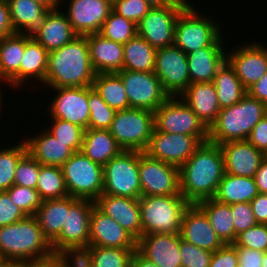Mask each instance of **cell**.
<instances>
[{"label": "cell", "mask_w": 267, "mask_h": 267, "mask_svg": "<svg viewBox=\"0 0 267 267\" xmlns=\"http://www.w3.org/2000/svg\"><path fill=\"white\" fill-rule=\"evenodd\" d=\"M179 172L181 194L190 204L213 198L225 174L220 145L202 143Z\"/></svg>", "instance_id": "obj_1"}, {"label": "cell", "mask_w": 267, "mask_h": 267, "mask_svg": "<svg viewBox=\"0 0 267 267\" xmlns=\"http://www.w3.org/2000/svg\"><path fill=\"white\" fill-rule=\"evenodd\" d=\"M94 71L86 36L78 35L68 44L48 53L43 86L50 88L90 87Z\"/></svg>", "instance_id": "obj_2"}, {"label": "cell", "mask_w": 267, "mask_h": 267, "mask_svg": "<svg viewBox=\"0 0 267 267\" xmlns=\"http://www.w3.org/2000/svg\"><path fill=\"white\" fill-rule=\"evenodd\" d=\"M0 253L3 259L24 260L32 267H48L54 261L51 243L35 216L0 227Z\"/></svg>", "instance_id": "obj_3"}, {"label": "cell", "mask_w": 267, "mask_h": 267, "mask_svg": "<svg viewBox=\"0 0 267 267\" xmlns=\"http://www.w3.org/2000/svg\"><path fill=\"white\" fill-rule=\"evenodd\" d=\"M267 115V105L248 93L236 104L220 110L208 129V141L224 144L247 140L253 127Z\"/></svg>", "instance_id": "obj_4"}, {"label": "cell", "mask_w": 267, "mask_h": 267, "mask_svg": "<svg viewBox=\"0 0 267 267\" xmlns=\"http://www.w3.org/2000/svg\"><path fill=\"white\" fill-rule=\"evenodd\" d=\"M189 205L182 194L141 196L139 207L143 235L180 234L183 213Z\"/></svg>", "instance_id": "obj_5"}, {"label": "cell", "mask_w": 267, "mask_h": 267, "mask_svg": "<svg viewBox=\"0 0 267 267\" xmlns=\"http://www.w3.org/2000/svg\"><path fill=\"white\" fill-rule=\"evenodd\" d=\"M197 10L198 8L195 9L194 6L185 8L176 21L174 45L185 54L209 45H223L227 41L224 37L226 32L222 30V22L217 23V20L213 21L216 17L204 16L205 14Z\"/></svg>", "instance_id": "obj_6"}, {"label": "cell", "mask_w": 267, "mask_h": 267, "mask_svg": "<svg viewBox=\"0 0 267 267\" xmlns=\"http://www.w3.org/2000/svg\"><path fill=\"white\" fill-rule=\"evenodd\" d=\"M154 129V112L127 108L116 111L109 128L110 134L125 151L144 152Z\"/></svg>", "instance_id": "obj_7"}, {"label": "cell", "mask_w": 267, "mask_h": 267, "mask_svg": "<svg viewBox=\"0 0 267 267\" xmlns=\"http://www.w3.org/2000/svg\"><path fill=\"white\" fill-rule=\"evenodd\" d=\"M61 168L69 196L95 201L102 194L103 166L81 151L74 152Z\"/></svg>", "instance_id": "obj_8"}, {"label": "cell", "mask_w": 267, "mask_h": 267, "mask_svg": "<svg viewBox=\"0 0 267 267\" xmlns=\"http://www.w3.org/2000/svg\"><path fill=\"white\" fill-rule=\"evenodd\" d=\"M102 194L139 199V151L123 150L103 166Z\"/></svg>", "instance_id": "obj_9"}, {"label": "cell", "mask_w": 267, "mask_h": 267, "mask_svg": "<svg viewBox=\"0 0 267 267\" xmlns=\"http://www.w3.org/2000/svg\"><path fill=\"white\" fill-rule=\"evenodd\" d=\"M154 129L171 134L208 137V128L179 97L170 96L154 111Z\"/></svg>", "instance_id": "obj_10"}, {"label": "cell", "mask_w": 267, "mask_h": 267, "mask_svg": "<svg viewBox=\"0 0 267 267\" xmlns=\"http://www.w3.org/2000/svg\"><path fill=\"white\" fill-rule=\"evenodd\" d=\"M141 196L181 194L179 167L139 152Z\"/></svg>", "instance_id": "obj_11"}, {"label": "cell", "mask_w": 267, "mask_h": 267, "mask_svg": "<svg viewBox=\"0 0 267 267\" xmlns=\"http://www.w3.org/2000/svg\"><path fill=\"white\" fill-rule=\"evenodd\" d=\"M117 74L123 81L129 108L154 112L170 97L154 72L122 70Z\"/></svg>", "instance_id": "obj_12"}, {"label": "cell", "mask_w": 267, "mask_h": 267, "mask_svg": "<svg viewBox=\"0 0 267 267\" xmlns=\"http://www.w3.org/2000/svg\"><path fill=\"white\" fill-rule=\"evenodd\" d=\"M208 137H194L186 134H171L153 129L151 139L144 153L149 157L181 167Z\"/></svg>", "instance_id": "obj_13"}, {"label": "cell", "mask_w": 267, "mask_h": 267, "mask_svg": "<svg viewBox=\"0 0 267 267\" xmlns=\"http://www.w3.org/2000/svg\"><path fill=\"white\" fill-rule=\"evenodd\" d=\"M251 40L226 51V61L234 69L243 87L248 90L267 73V46ZM242 45V46H241Z\"/></svg>", "instance_id": "obj_14"}, {"label": "cell", "mask_w": 267, "mask_h": 267, "mask_svg": "<svg viewBox=\"0 0 267 267\" xmlns=\"http://www.w3.org/2000/svg\"><path fill=\"white\" fill-rule=\"evenodd\" d=\"M154 73L170 96L179 97L190 85L187 54L175 45L157 49Z\"/></svg>", "instance_id": "obj_15"}, {"label": "cell", "mask_w": 267, "mask_h": 267, "mask_svg": "<svg viewBox=\"0 0 267 267\" xmlns=\"http://www.w3.org/2000/svg\"><path fill=\"white\" fill-rule=\"evenodd\" d=\"M54 97L46 106L45 114L76 124L84 130L89 129V87L49 88ZM57 92V93H56Z\"/></svg>", "instance_id": "obj_16"}, {"label": "cell", "mask_w": 267, "mask_h": 267, "mask_svg": "<svg viewBox=\"0 0 267 267\" xmlns=\"http://www.w3.org/2000/svg\"><path fill=\"white\" fill-rule=\"evenodd\" d=\"M95 202L70 196V208L60 235L51 243L54 254L66 247L89 246L90 218Z\"/></svg>", "instance_id": "obj_17"}, {"label": "cell", "mask_w": 267, "mask_h": 267, "mask_svg": "<svg viewBox=\"0 0 267 267\" xmlns=\"http://www.w3.org/2000/svg\"><path fill=\"white\" fill-rule=\"evenodd\" d=\"M177 4L151 8L137 24V34L156 50L174 45V29L179 14L184 10Z\"/></svg>", "instance_id": "obj_18"}, {"label": "cell", "mask_w": 267, "mask_h": 267, "mask_svg": "<svg viewBox=\"0 0 267 267\" xmlns=\"http://www.w3.org/2000/svg\"><path fill=\"white\" fill-rule=\"evenodd\" d=\"M61 4L67 6L65 14L73 30L81 36L99 33L112 11V4L107 0H61Z\"/></svg>", "instance_id": "obj_19"}, {"label": "cell", "mask_w": 267, "mask_h": 267, "mask_svg": "<svg viewBox=\"0 0 267 267\" xmlns=\"http://www.w3.org/2000/svg\"><path fill=\"white\" fill-rule=\"evenodd\" d=\"M180 236L181 239L210 252L225 245L211 226L205 212L197 204H190L185 209Z\"/></svg>", "instance_id": "obj_20"}, {"label": "cell", "mask_w": 267, "mask_h": 267, "mask_svg": "<svg viewBox=\"0 0 267 267\" xmlns=\"http://www.w3.org/2000/svg\"><path fill=\"white\" fill-rule=\"evenodd\" d=\"M89 246L137 249V240L117 221L94 206L90 218Z\"/></svg>", "instance_id": "obj_21"}, {"label": "cell", "mask_w": 267, "mask_h": 267, "mask_svg": "<svg viewBox=\"0 0 267 267\" xmlns=\"http://www.w3.org/2000/svg\"><path fill=\"white\" fill-rule=\"evenodd\" d=\"M180 234L156 233L142 235L137 251L159 267H182Z\"/></svg>", "instance_id": "obj_22"}, {"label": "cell", "mask_w": 267, "mask_h": 267, "mask_svg": "<svg viewBox=\"0 0 267 267\" xmlns=\"http://www.w3.org/2000/svg\"><path fill=\"white\" fill-rule=\"evenodd\" d=\"M94 202L100 211L117 221L137 241L141 238L139 199L101 194Z\"/></svg>", "instance_id": "obj_23"}, {"label": "cell", "mask_w": 267, "mask_h": 267, "mask_svg": "<svg viewBox=\"0 0 267 267\" xmlns=\"http://www.w3.org/2000/svg\"><path fill=\"white\" fill-rule=\"evenodd\" d=\"M224 156L225 173L254 178L265 154L247 140L231 141L220 145Z\"/></svg>", "instance_id": "obj_24"}, {"label": "cell", "mask_w": 267, "mask_h": 267, "mask_svg": "<svg viewBox=\"0 0 267 267\" xmlns=\"http://www.w3.org/2000/svg\"><path fill=\"white\" fill-rule=\"evenodd\" d=\"M11 23L15 33L33 37L45 24L56 7H46L33 0H7Z\"/></svg>", "instance_id": "obj_25"}, {"label": "cell", "mask_w": 267, "mask_h": 267, "mask_svg": "<svg viewBox=\"0 0 267 267\" xmlns=\"http://www.w3.org/2000/svg\"><path fill=\"white\" fill-rule=\"evenodd\" d=\"M227 46L228 44L209 45L187 54L190 84L213 81L226 62Z\"/></svg>", "instance_id": "obj_26"}, {"label": "cell", "mask_w": 267, "mask_h": 267, "mask_svg": "<svg viewBox=\"0 0 267 267\" xmlns=\"http://www.w3.org/2000/svg\"><path fill=\"white\" fill-rule=\"evenodd\" d=\"M179 98L208 129L216 121L221 110L213 82L191 83Z\"/></svg>", "instance_id": "obj_27"}, {"label": "cell", "mask_w": 267, "mask_h": 267, "mask_svg": "<svg viewBox=\"0 0 267 267\" xmlns=\"http://www.w3.org/2000/svg\"><path fill=\"white\" fill-rule=\"evenodd\" d=\"M42 131V132H41ZM25 136L27 152L41 165L62 167L73 155V151L64 143L58 141L46 129H41L37 134Z\"/></svg>", "instance_id": "obj_28"}, {"label": "cell", "mask_w": 267, "mask_h": 267, "mask_svg": "<svg viewBox=\"0 0 267 267\" xmlns=\"http://www.w3.org/2000/svg\"><path fill=\"white\" fill-rule=\"evenodd\" d=\"M86 37L91 64L96 74L123 70V44L106 39L99 33Z\"/></svg>", "instance_id": "obj_29"}, {"label": "cell", "mask_w": 267, "mask_h": 267, "mask_svg": "<svg viewBox=\"0 0 267 267\" xmlns=\"http://www.w3.org/2000/svg\"><path fill=\"white\" fill-rule=\"evenodd\" d=\"M24 50L25 35L15 33L0 39V85L5 84L15 90L18 88L19 91L20 64Z\"/></svg>", "instance_id": "obj_30"}, {"label": "cell", "mask_w": 267, "mask_h": 267, "mask_svg": "<svg viewBox=\"0 0 267 267\" xmlns=\"http://www.w3.org/2000/svg\"><path fill=\"white\" fill-rule=\"evenodd\" d=\"M54 8L48 15L45 24L33 36L48 52L68 44L76 36L63 7Z\"/></svg>", "instance_id": "obj_31"}, {"label": "cell", "mask_w": 267, "mask_h": 267, "mask_svg": "<svg viewBox=\"0 0 267 267\" xmlns=\"http://www.w3.org/2000/svg\"><path fill=\"white\" fill-rule=\"evenodd\" d=\"M48 51L33 37L25 35V50L20 64V89L32 82L38 85L45 82ZM30 79V80H29ZM25 84V85H24ZM23 86V87H21Z\"/></svg>", "instance_id": "obj_32"}, {"label": "cell", "mask_w": 267, "mask_h": 267, "mask_svg": "<svg viewBox=\"0 0 267 267\" xmlns=\"http://www.w3.org/2000/svg\"><path fill=\"white\" fill-rule=\"evenodd\" d=\"M122 151L109 130L86 129L84 131L81 152L93 162L104 166Z\"/></svg>", "instance_id": "obj_33"}, {"label": "cell", "mask_w": 267, "mask_h": 267, "mask_svg": "<svg viewBox=\"0 0 267 267\" xmlns=\"http://www.w3.org/2000/svg\"><path fill=\"white\" fill-rule=\"evenodd\" d=\"M70 208V196L60 199L43 200L35 213L43 235L52 243L61 233Z\"/></svg>", "instance_id": "obj_34"}, {"label": "cell", "mask_w": 267, "mask_h": 267, "mask_svg": "<svg viewBox=\"0 0 267 267\" xmlns=\"http://www.w3.org/2000/svg\"><path fill=\"white\" fill-rule=\"evenodd\" d=\"M259 194L254 178L225 173L213 197L223 204L251 202Z\"/></svg>", "instance_id": "obj_35"}, {"label": "cell", "mask_w": 267, "mask_h": 267, "mask_svg": "<svg viewBox=\"0 0 267 267\" xmlns=\"http://www.w3.org/2000/svg\"><path fill=\"white\" fill-rule=\"evenodd\" d=\"M156 49L136 34L123 44V70L154 72Z\"/></svg>", "instance_id": "obj_36"}, {"label": "cell", "mask_w": 267, "mask_h": 267, "mask_svg": "<svg viewBox=\"0 0 267 267\" xmlns=\"http://www.w3.org/2000/svg\"><path fill=\"white\" fill-rule=\"evenodd\" d=\"M197 205L207 215L211 226L225 244L235 242V227L231 207L216 201L214 198L202 200Z\"/></svg>", "instance_id": "obj_37"}, {"label": "cell", "mask_w": 267, "mask_h": 267, "mask_svg": "<svg viewBox=\"0 0 267 267\" xmlns=\"http://www.w3.org/2000/svg\"><path fill=\"white\" fill-rule=\"evenodd\" d=\"M212 82L218 95L220 109L231 107L247 94V90L227 61L218 70Z\"/></svg>", "instance_id": "obj_38"}, {"label": "cell", "mask_w": 267, "mask_h": 267, "mask_svg": "<svg viewBox=\"0 0 267 267\" xmlns=\"http://www.w3.org/2000/svg\"><path fill=\"white\" fill-rule=\"evenodd\" d=\"M92 87L103 101L115 111L129 108L123 81L117 73L96 74Z\"/></svg>", "instance_id": "obj_39"}, {"label": "cell", "mask_w": 267, "mask_h": 267, "mask_svg": "<svg viewBox=\"0 0 267 267\" xmlns=\"http://www.w3.org/2000/svg\"><path fill=\"white\" fill-rule=\"evenodd\" d=\"M36 190L43 200L60 199L69 196L62 168L40 164Z\"/></svg>", "instance_id": "obj_40"}, {"label": "cell", "mask_w": 267, "mask_h": 267, "mask_svg": "<svg viewBox=\"0 0 267 267\" xmlns=\"http://www.w3.org/2000/svg\"><path fill=\"white\" fill-rule=\"evenodd\" d=\"M20 140L17 141V145L14 143L4 148L0 147V191H6L14 185L18 162L28 153L25 141Z\"/></svg>", "instance_id": "obj_41"}, {"label": "cell", "mask_w": 267, "mask_h": 267, "mask_svg": "<svg viewBox=\"0 0 267 267\" xmlns=\"http://www.w3.org/2000/svg\"><path fill=\"white\" fill-rule=\"evenodd\" d=\"M99 34L106 39L125 44L137 34V24L112 10L103 23Z\"/></svg>", "instance_id": "obj_42"}, {"label": "cell", "mask_w": 267, "mask_h": 267, "mask_svg": "<svg viewBox=\"0 0 267 267\" xmlns=\"http://www.w3.org/2000/svg\"><path fill=\"white\" fill-rule=\"evenodd\" d=\"M49 127H42L46 129L58 141L64 143L73 152H79L82 149V142L84 136V129L71 122L61 120L58 118H51Z\"/></svg>", "instance_id": "obj_43"}, {"label": "cell", "mask_w": 267, "mask_h": 267, "mask_svg": "<svg viewBox=\"0 0 267 267\" xmlns=\"http://www.w3.org/2000/svg\"><path fill=\"white\" fill-rule=\"evenodd\" d=\"M89 129L109 130L116 111L109 107L92 86L89 87Z\"/></svg>", "instance_id": "obj_44"}, {"label": "cell", "mask_w": 267, "mask_h": 267, "mask_svg": "<svg viewBox=\"0 0 267 267\" xmlns=\"http://www.w3.org/2000/svg\"><path fill=\"white\" fill-rule=\"evenodd\" d=\"M136 250L93 246V267H131Z\"/></svg>", "instance_id": "obj_45"}, {"label": "cell", "mask_w": 267, "mask_h": 267, "mask_svg": "<svg viewBox=\"0 0 267 267\" xmlns=\"http://www.w3.org/2000/svg\"><path fill=\"white\" fill-rule=\"evenodd\" d=\"M53 267H93V246L66 247L54 254Z\"/></svg>", "instance_id": "obj_46"}, {"label": "cell", "mask_w": 267, "mask_h": 267, "mask_svg": "<svg viewBox=\"0 0 267 267\" xmlns=\"http://www.w3.org/2000/svg\"><path fill=\"white\" fill-rule=\"evenodd\" d=\"M6 192L12 203L21 208L27 216H34L43 203L40 193L33 188L12 185Z\"/></svg>", "instance_id": "obj_47"}, {"label": "cell", "mask_w": 267, "mask_h": 267, "mask_svg": "<svg viewBox=\"0 0 267 267\" xmlns=\"http://www.w3.org/2000/svg\"><path fill=\"white\" fill-rule=\"evenodd\" d=\"M40 163L27 153L19 162L14 176V185L36 189Z\"/></svg>", "instance_id": "obj_48"}, {"label": "cell", "mask_w": 267, "mask_h": 267, "mask_svg": "<svg viewBox=\"0 0 267 267\" xmlns=\"http://www.w3.org/2000/svg\"><path fill=\"white\" fill-rule=\"evenodd\" d=\"M234 247H243L267 251V225L256 224L255 226L241 232L237 235L236 241L232 244Z\"/></svg>", "instance_id": "obj_49"}, {"label": "cell", "mask_w": 267, "mask_h": 267, "mask_svg": "<svg viewBox=\"0 0 267 267\" xmlns=\"http://www.w3.org/2000/svg\"><path fill=\"white\" fill-rule=\"evenodd\" d=\"M213 252L201 249L180 237L182 267H209Z\"/></svg>", "instance_id": "obj_50"}, {"label": "cell", "mask_w": 267, "mask_h": 267, "mask_svg": "<svg viewBox=\"0 0 267 267\" xmlns=\"http://www.w3.org/2000/svg\"><path fill=\"white\" fill-rule=\"evenodd\" d=\"M151 7L145 0H116L112 4V10L138 24L149 12Z\"/></svg>", "instance_id": "obj_51"}, {"label": "cell", "mask_w": 267, "mask_h": 267, "mask_svg": "<svg viewBox=\"0 0 267 267\" xmlns=\"http://www.w3.org/2000/svg\"><path fill=\"white\" fill-rule=\"evenodd\" d=\"M235 227V241L241 232L255 226L257 221L253 214L250 202L236 203L230 205Z\"/></svg>", "instance_id": "obj_52"}, {"label": "cell", "mask_w": 267, "mask_h": 267, "mask_svg": "<svg viewBox=\"0 0 267 267\" xmlns=\"http://www.w3.org/2000/svg\"><path fill=\"white\" fill-rule=\"evenodd\" d=\"M26 216L21 208L12 203L6 191H0V227L18 222Z\"/></svg>", "instance_id": "obj_53"}, {"label": "cell", "mask_w": 267, "mask_h": 267, "mask_svg": "<svg viewBox=\"0 0 267 267\" xmlns=\"http://www.w3.org/2000/svg\"><path fill=\"white\" fill-rule=\"evenodd\" d=\"M209 267H238V253L232 244H225L212 253Z\"/></svg>", "instance_id": "obj_54"}, {"label": "cell", "mask_w": 267, "mask_h": 267, "mask_svg": "<svg viewBox=\"0 0 267 267\" xmlns=\"http://www.w3.org/2000/svg\"><path fill=\"white\" fill-rule=\"evenodd\" d=\"M247 141L264 154L267 153V115L253 127Z\"/></svg>", "instance_id": "obj_55"}, {"label": "cell", "mask_w": 267, "mask_h": 267, "mask_svg": "<svg viewBox=\"0 0 267 267\" xmlns=\"http://www.w3.org/2000/svg\"><path fill=\"white\" fill-rule=\"evenodd\" d=\"M235 248L238 253V267H262L264 252L243 247Z\"/></svg>", "instance_id": "obj_56"}, {"label": "cell", "mask_w": 267, "mask_h": 267, "mask_svg": "<svg viewBox=\"0 0 267 267\" xmlns=\"http://www.w3.org/2000/svg\"><path fill=\"white\" fill-rule=\"evenodd\" d=\"M250 204L257 224L267 225V193H259Z\"/></svg>", "instance_id": "obj_57"}, {"label": "cell", "mask_w": 267, "mask_h": 267, "mask_svg": "<svg viewBox=\"0 0 267 267\" xmlns=\"http://www.w3.org/2000/svg\"><path fill=\"white\" fill-rule=\"evenodd\" d=\"M15 34L7 0H0V39Z\"/></svg>", "instance_id": "obj_58"}, {"label": "cell", "mask_w": 267, "mask_h": 267, "mask_svg": "<svg viewBox=\"0 0 267 267\" xmlns=\"http://www.w3.org/2000/svg\"><path fill=\"white\" fill-rule=\"evenodd\" d=\"M247 93L251 97L258 99L267 105V73L251 88H249Z\"/></svg>", "instance_id": "obj_59"}, {"label": "cell", "mask_w": 267, "mask_h": 267, "mask_svg": "<svg viewBox=\"0 0 267 267\" xmlns=\"http://www.w3.org/2000/svg\"><path fill=\"white\" fill-rule=\"evenodd\" d=\"M259 193H267V157H265L254 176Z\"/></svg>", "instance_id": "obj_60"}, {"label": "cell", "mask_w": 267, "mask_h": 267, "mask_svg": "<svg viewBox=\"0 0 267 267\" xmlns=\"http://www.w3.org/2000/svg\"><path fill=\"white\" fill-rule=\"evenodd\" d=\"M131 267H159L152 261L143 257L137 250L134 252Z\"/></svg>", "instance_id": "obj_61"}, {"label": "cell", "mask_w": 267, "mask_h": 267, "mask_svg": "<svg viewBox=\"0 0 267 267\" xmlns=\"http://www.w3.org/2000/svg\"><path fill=\"white\" fill-rule=\"evenodd\" d=\"M0 267H32V266L24 260L2 259L0 260Z\"/></svg>", "instance_id": "obj_62"}, {"label": "cell", "mask_w": 267, "mask_h": 267, "mask_svg": "<svg viewBox=\"0 0 267 267\" xmlns=\"http://www.w3.org/2000/svg\"><path fill=\"white\" fill-rule=\"evenodd\" d=\"M151 8L167 7L172 3L169 0H145Z\"/></svg>", "instance_id": "obj_63"}, {"label": "cell", "mask_w": 267, "mask_h": 267, "mask_svg": "<svg viewBox=\"0 0 267 267\" xmlns=\"http://www.w3.org/2000/svg\"><path fill=\"white\" fill-rule=\"evenodd\" d=\"M35 2L44 4L46 7H59L61 0H33Z\"/></svg>", "instance_id": "obj_64"}, {"label": "cell", "mask_w": 267, "mask_h": 267, "mask_svg": "<svg viewBox=\"0 0 267 267\" xmlns=\"http://www.w3.org/2000/svg\"><path fill=\"white\" fill-rule=\"evenodd\" d=\"M169 1L173 4H177V5L184 7V8H190L196 4L195 2H194V4H192V2H193L192 0L191 1L190 0H169Z\"/></svg>", "instance_id": "obj_65"}, {"label": "cell", "mask_w": 267, "mask_h": 267, "mask_svg": "<svg viewBox=\"0 0 267 267\" xmlns=\"http://www.w3.org/2000/svg\"><path fill=\"white\" fill-rule=\"evenodd\" d=\"M3 88H1L0 87V116H1V114H2V104L4 103V101H3V99L2 98H4L3 96H1V95H5L4 94V92H3V90H2ZM2 92H3V94H2ZM3 101V102H2ZM1 120V119H0Z\"/></svg>", "instance_id": "obj_66"}, {"label": "cell", "mask_w": 267, "mask_h": 267, "mask_svg": "<svg viewBox=\"0 0 267 267\" xmlns=\"http://www.w3.org/2000/svg\"><path fill=\"white\" fill-rule=\"evenodd\" d=\"M262 267H267V251L264 252V256L262 260Z\"/></svg>", "instance_id": "obj_67"}, {"label": "cell", "mask_w": 267, "mask_h": 267, "mask_svg": "<svg viewBox=\"0 0 267 267\" xmlns=\"http://www.w3.org/2000/svg\"><path fill=\"white\" fill-rule=\"evenodd\" d=\"M109 1L111 4H113L116 0H107Z\"/></svg>", "instance_id": "obj_68"}]
</instances>
